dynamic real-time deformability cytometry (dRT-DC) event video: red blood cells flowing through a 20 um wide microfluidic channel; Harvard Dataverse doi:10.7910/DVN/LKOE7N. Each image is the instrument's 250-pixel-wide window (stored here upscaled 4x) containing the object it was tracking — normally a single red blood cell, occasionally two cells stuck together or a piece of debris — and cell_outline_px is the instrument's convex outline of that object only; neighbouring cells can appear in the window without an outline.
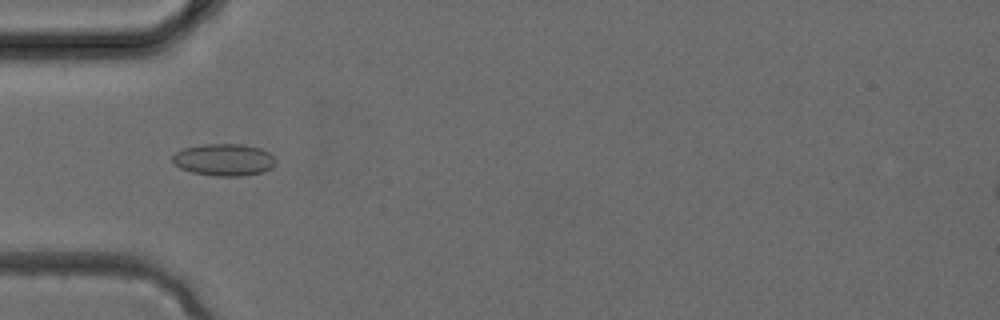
{"species": "common noctule bat (a hibernating species)", "species_latin": "Nyctalus noctula", "temperature_condition": "cold", "stored_images_in_passage": 3, "camera_frame_rate_fps": 3000, "um_per_image_px": 0.085, "animal": {"sex": "female", "body_mass_g": 24.6, "forearm_length_mm": 56.2}, "frame": {"image": 1, "passage_image": 3, "time_ms": 0.667, "image_size_px": [1000, 320], "cell_outline_px": [[276, 164], [272, 168], [264, 172], [244, 176], [216, 176], [192, 172], [180, 168], [172, 160], [172, 156], [176, 152], [184, 148], [204, 144], [244, 144], [260, 148], [268, 152], [276, 160]], "centroid_in_image_um": [19.07, 13.58], "position_along_channel_um": 65.9, "area_um2": 19.36}}